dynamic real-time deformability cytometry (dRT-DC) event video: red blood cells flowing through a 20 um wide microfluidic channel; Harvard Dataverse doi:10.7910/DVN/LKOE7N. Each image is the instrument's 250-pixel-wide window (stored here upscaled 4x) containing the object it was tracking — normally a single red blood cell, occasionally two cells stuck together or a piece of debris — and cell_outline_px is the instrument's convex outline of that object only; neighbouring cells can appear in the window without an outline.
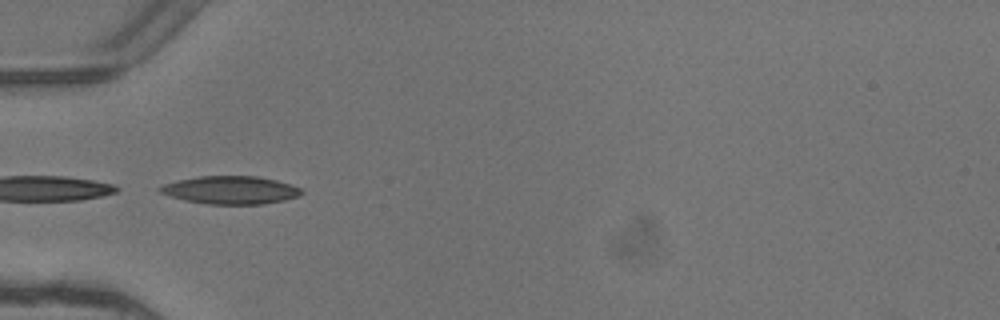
{"species": "common noctule bat (a hibernating species)", "species_latin": "Nyctalus noctula", "temperature_condition": "warm", "stored_images_in_passage": 5, "camera_frame_rate_fps": 3000, "um_per_image_px": 0.085, "animal": {"sex": "female"}, "frame": {"image": 1, "passage_image": 4, "time_ms": 1.0, "image_size_px": [1000, 320], "cell_outline_px": [[304, 192], [300, 196], [284, 200], [264, 204], [208, 204], [184, 200], [160, 192], [156, 188], [164, 184], [180, 180], [200, 176], [256, 176], [276, 180], [292, 184], [300, 188]], "centroid_in_image_um": [19.64, 16.15], "position_along_channel_um": 65.4, "area_um2": 23.0}}
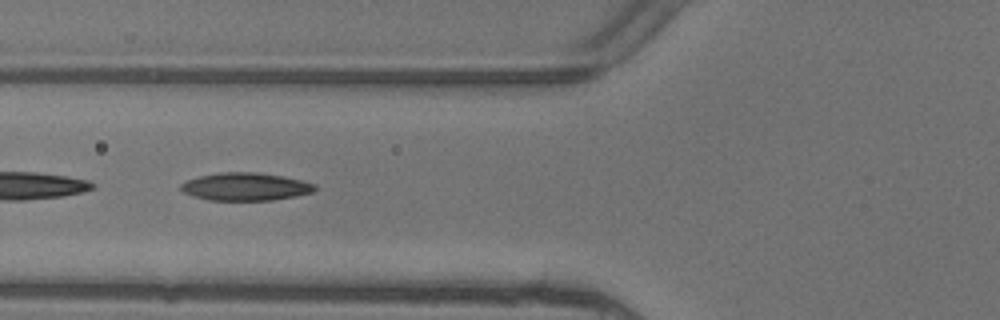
{"frame": {"image": 2, "passage_image": 5, "time_ms": 1.333, "image_size_px": [1000, 320], "cell_outline_px": [[316, 188], [312, 192], [296, 196], [272, 200], [208, 200], [184, 192], [180, 188], [180, 184], [188, 180], [200, 176], [220, 172], [256, 172], [284, 176], [316, 184]], "centroid_in_image_um": [20.89, 15.86], "position_along_channel_um": 104.9, "area_um2": 21.56}}